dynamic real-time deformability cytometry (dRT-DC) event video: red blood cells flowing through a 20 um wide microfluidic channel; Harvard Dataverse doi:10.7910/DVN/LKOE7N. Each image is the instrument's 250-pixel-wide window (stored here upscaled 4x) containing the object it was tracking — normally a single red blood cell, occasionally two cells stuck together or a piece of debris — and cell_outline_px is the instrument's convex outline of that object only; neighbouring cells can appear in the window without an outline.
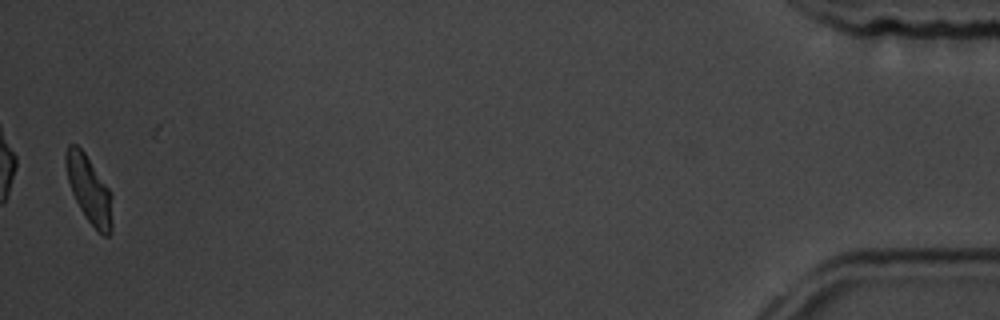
{"species": "common noctule bat (a hibernating species)", "species_latin": "Nyctalus noctula", "temperature_condition": "room temperature", "stored_images_in_passage": 14, "camera_frame_rate_fps": 3000, "um_per_image_px": 0.085, "animal": {"sex": "male", "body_mass_g": 19.5, "forearm_length_mm": 54.6}, "frame": {"image": 1, "passage_image": 14, "time_ms": 17.0, "image_size_px": [1000, 320], "cell_outline_px": [[112, 232], [108, 236], [104, 236], [84, 216], [72, 192], [68, 180], [64, 164], [64, 152], [68, 144], [76, 144], [84, 152], [112, 192]], "centroid_in_image_um": [7.57, 16.09], "position_along_channel_um": 427.6, "area_um2": 18.32}, "authors_computed_cell_mechanics": {"area_um2": 19.4208, "velocity_mm_per_s": 3.1641, "shape_relaxation_time_tau1_ms": 0.1536, "shape_relaxation_time_tau2_ms": null, "deformation_change_tau1": 0.0639, "deformation_change_tau2": null}}